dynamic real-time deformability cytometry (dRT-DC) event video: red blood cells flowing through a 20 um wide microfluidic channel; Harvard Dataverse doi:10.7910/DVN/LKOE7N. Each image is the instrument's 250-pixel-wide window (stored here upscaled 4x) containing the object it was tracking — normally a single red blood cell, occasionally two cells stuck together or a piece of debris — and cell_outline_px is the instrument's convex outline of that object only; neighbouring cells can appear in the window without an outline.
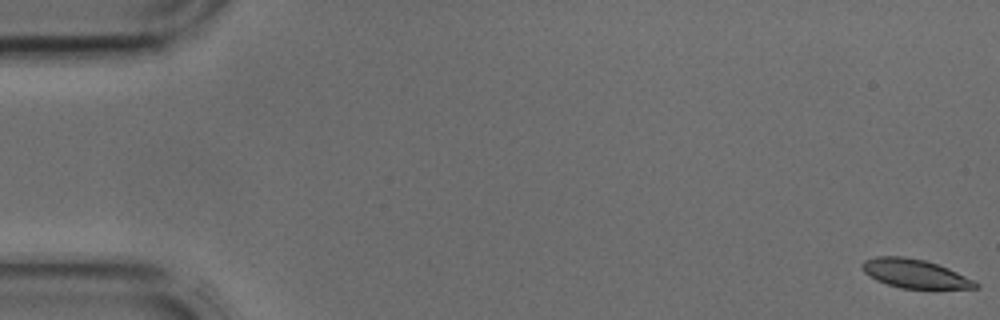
{"species": "common noctule bat (a hibernating species)", "species_latin": "Nyctalus noctula", "temperature_condition": "cold", "stored_images_in_passage": 43, "camera_frame_rate_fps": 3000, "um_per_image_px": 0.085, "animal": {"sex": "male", "body_mass_g": 17.9, "forearm_length_mm": 54.2}, "frame": {"image": 1, "passage_image": 1, "time_ms": 0.0, "image_size_px": [1000, 320], "cell_outline_px": [[980, 288], [900, 288], [876, 280], [864, 272], [860, 264], [864, 260], [876, 256], [904, 256], [924, 260], [948, 268], [976, 280], [980, 284]], "centroid_in_image_um": [77.77, 23.25], "position_along_channel_um": 7.2, "area_um2": 19.02}}
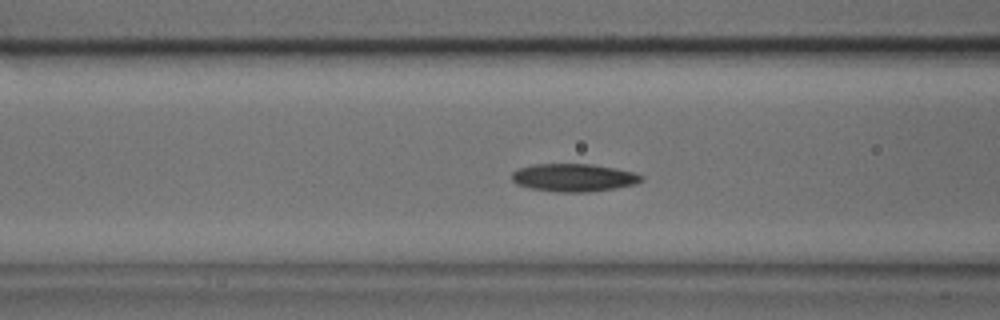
{"frame": {"image": 2, "passage_image": 17, "time_ms": 5.333, "image_size_px": [1000, 320], "cell_outline_px": [[644, 180], [636, 184], [616, 188], [588, 192], [560, 192], [528, 188], [516, 184], [512, 180], [512, 172], [520, 168], [532, 164], [592, 164], [616, 168], [632, 172], [644, 176]], "centroid_in_image_um": [48.78, 15.1], "position_along_channel_um": 117.8, "area_um2": 21.15}}
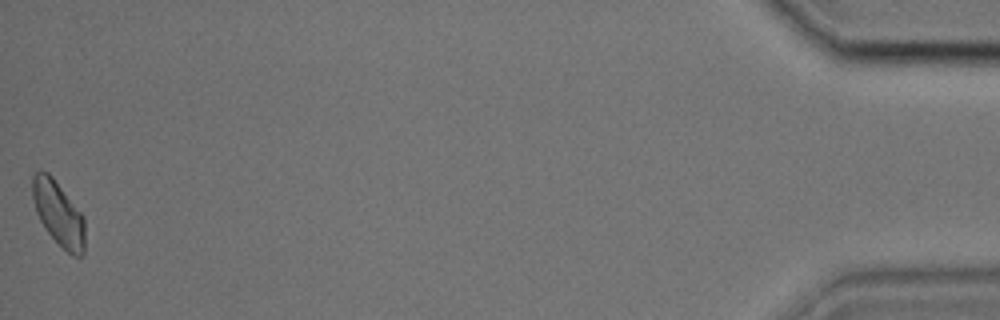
{"frame": {"image": 3, "passage_image": 43, "time_ms": 14.0, "image_size_px": [1000, 320], "cell_outline_px": [[84, 252], [80, 256], [72, 256], [48, 232], [40, 220], [36, 212], [32, 196], [32, 176], [36, 172], [48, 172], [52, 176], [84, 216]], "centroid_in_image_um": [4.97, 18.13], "position_along_channel_um": 430.2, "area_um2": 19.36}}